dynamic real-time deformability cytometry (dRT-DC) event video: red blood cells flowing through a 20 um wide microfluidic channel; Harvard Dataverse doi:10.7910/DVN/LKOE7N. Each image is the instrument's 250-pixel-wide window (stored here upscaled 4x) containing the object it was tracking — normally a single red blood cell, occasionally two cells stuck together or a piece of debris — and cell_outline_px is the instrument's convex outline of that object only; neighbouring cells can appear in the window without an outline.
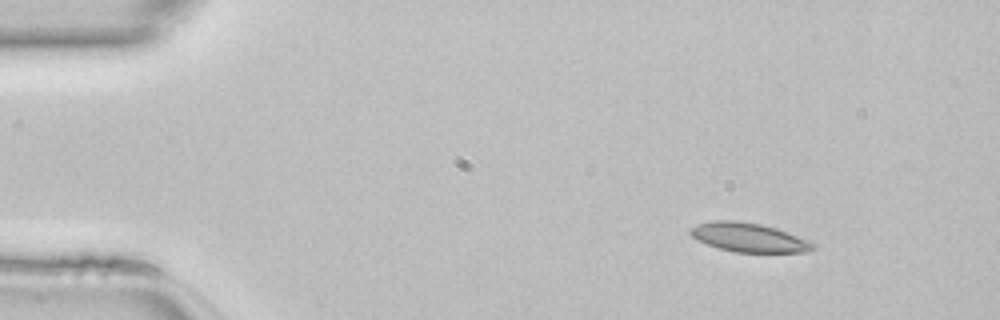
{"species": "common noctule bat (a hibernating species)", "species_latin": "Nyctalus noctula", "temperature_condition": "room temperature", "stored_images_in_passage": 42, "camera_frame_rate_fps": 3000, "um_per_image_px": 0.085, "animal": {"sex": "female", "body_mass_g": 22.7, "forearm_length_mm": 54.2}, "frame": {"image": 1, "passage_image": 1, "time_ms": 0.0, "image_size_px": [1000, 320], "cell_outline_px": [[816, 248], [808, 252], [736, 252], [720, 248], [708, 244], [692, 236], [688, 232], [688, 228], [712, 220], [736, 220], [760, 224], [776, 228], [816, 244]], "centroid_in_image_um": [63.64, 20.18], "position_along_channel_um": 21.4, "area_um2": 20.46}}
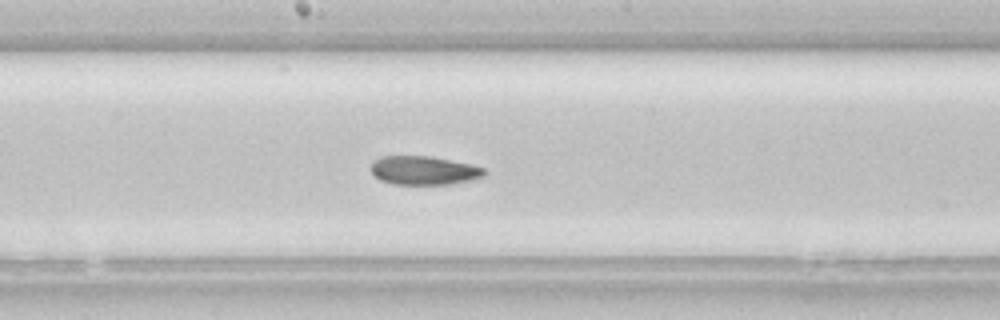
{"frame": {"image": 2, "passage_image": 20, "time_ms": 6.333, "image_size_px": [1000, 320], "cell_outline_px": [[488, 172], [484, 176], [452, 184], [392, 184], [380, 180], [372, 172], [372, 160], [380, 156], [428, 156], [472, 164], [484, 168]], "centroid_in_image_um": [36.03, 14.48], "position_along_channel_um": 212.2, "area_um2": 18.96}}
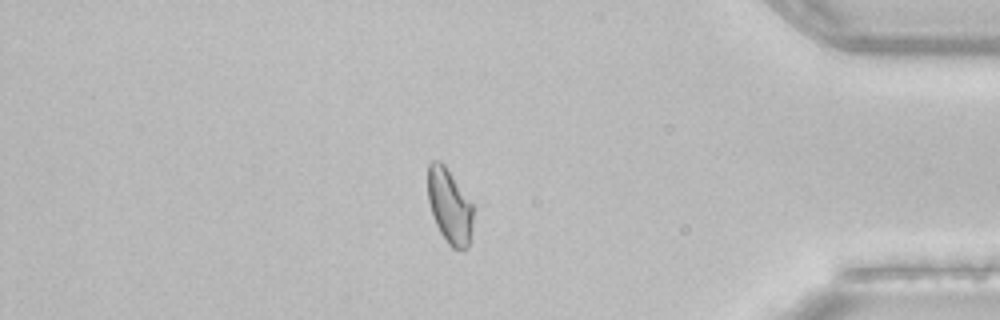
{"frame": {"image": 3, "passage_image": 35, "time_ms": 11.333, "image_size_px": [1000, 320], "cell_outline_px": [[472, 228], [468, 248], [452, 248], [448, 244], [440, 232], [432, 216], [428, 200], [428, 164], [432, 160], [440, 160], [444, 164], [472, 200]], "centroid_in_image_um": [38.21, 17.49], "position_along_channel_um": 397.0, "area_um2": 19.94}}